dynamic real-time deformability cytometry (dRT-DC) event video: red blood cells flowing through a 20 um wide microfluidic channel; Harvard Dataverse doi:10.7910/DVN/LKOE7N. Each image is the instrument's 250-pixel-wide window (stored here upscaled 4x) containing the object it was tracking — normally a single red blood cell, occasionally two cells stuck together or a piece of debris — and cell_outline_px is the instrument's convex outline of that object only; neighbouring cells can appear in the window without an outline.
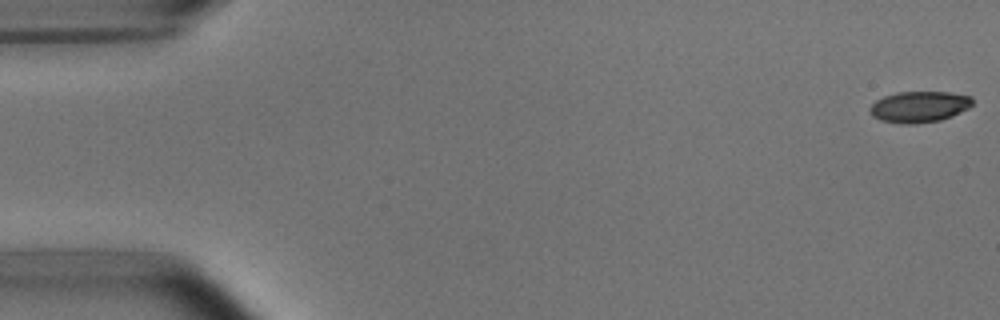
{"species": "common noctule bat (a hibernating species)", "species_latin": "Nyctalus noctula", "temperature_condition": "room temperature", "stored_images_in_passage": 4, "camera_frame_rate_fps": 3000, "um_per_image_px": 0.085, "animal": {"sex": "male", "body_mass_g": 15.6}, "frame": {"image": 1, "passage_image": 1, "time_ms": 0.0, "image_size_px": [1000, 320], "cell_outline_px": [[972, 104], [968, 108], [952, 116], [940, 120], [916, 124], [900, 124], [880, 120], [872, 116], [868, 108], [876, 100], [884, 96], [896, 92], [948, 92], [972, 96]], "centroid_in_image_um": [78.11, 9.08], "position_along_channel_um": 6.9, "area_um2": 18.73}}